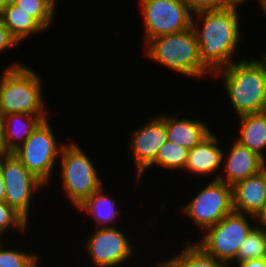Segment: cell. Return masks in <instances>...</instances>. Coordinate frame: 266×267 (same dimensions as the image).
I'll use <instances>...</instances> for the list:
<instances>
[{
  "label": "cell",
  "instance_id": "6da1fadb",
  "mask_svg": "<svg viewBox=\"0 0 266 267\" xmlns=\"http://www.w3.org/2000/svg\"><path fill=\"white\" fill-rule=\"evenodd\" d=\"M239 11L224 8L200 11L192 16L202 65L213 75L236 62L242 31ZM235 60V61H234Z\"/></svg>",
  "mask_w": 266,
  "mask_h": 267
},
{
  "label": "cell",
  "instance_id": "7a4b0ae2",
  "mask_svg": "<svg viewBox=\"0 0 266 267\" xmlns=\"http://www.w3.org/2000/svg\"><path fill=\"white\" fill-rule=\"evenodd\" d=\"M214 77L223 79L224 94L235 116L266 111V63L261 57H242L215 72Z\"/></svg>",
  "mask_w": 266,
  "mask_h": 267
},
{
  "label": "cell",
  "instance_id": "3957f363",
  "mask_svg": "<svg viewBox=\"0 0 266 267\" xmlns=\"http://www.w3.org/2000/svg\"><path fill=\"white\" fill-rule=\"evenodd\" d=\"M10 64L0 73V113L50 115L44 100L43 77L23 62Z\"/></svg>",
  "mask_w": 266,
  "mask_h": 267
},
{
  "label": "cell",
  "instance_id": "277c9868",
  "mask_svg": "<svg viewBox=\"0 0 266 267\" xmlns=\"http://www.w3.org/2000/svg\"><path fill=\"white\" fill-rule=\"evenodd\" d=\"M144 48L145 58L179 75L194 80L212 76L202 65L199 44L192 26L181 32L155 37Z\"/></svg>",
  "mask_w": 266,
  "mask_h": 267
},
{
  "label": "cell",
  "instance_id": "5b68a950",
  "mask_svg": "<svg viewBox=\"0 0 266 267\" xmlns=\"http://www.w3.org/2000/svg\"><path fill=\"white\" fill-rule=\"evenodd\" d=\"M70 142H67L61 150L58 169L60 168L62 182L60 188L75 209L99 190L103 186V181L89 154L87 155L75 140Z\"/></svg>",
  "mask_w": 266,
  "mask_h": 267
},
{
  "label": "cell",
  "instance_id": "8992f818",
  "mask_svg": "<svg viewBox=\"0 0 266 267\" xmlns=\"http://www.w3.org/2000/svg\"><path fill=\"white\" fill-rule=\"evenodd\" d=\"M50 118L43 120L32 134L13 154L25 165L30 173L42 181L46 187L52 182L54 167L60 158L64 140L60 142L52 131Z\"/></svg>",
  "mask_w": 266,
  "mask_h": 267
},
{
  "label": "cell",
  "instance_id": "52a82bcc",
  "mask_svg": "<svg viewBox=\"0 0 266 267\" xmlns=\"http://www.w3.org/2000/svg\"><path fill=\"white\" fill-rule=\"evenodd\" d=\"M252 221L255 222L253 215L233 211L214 226L207 228L195 243L215 259L230 264L255 226Z\"/></svg>",
  "mask_w": 266,
  "mask_h": 267
},
{
  "label": "cell",
  "instance_id": "ba28073f",
  "mask_svg": "<svg viewBox=\"0 0 266 267\" xmlns=\"http://www.w3.org/2000/svg\"><path fill=\"white\" fill-rule=\"evenodd\" d=\"M0 166L5 184V202L29 223L35 194L46 185L30 173L13 153L0 154Z\"/></svg>",
  "mask_w": 266,
  "mask_h": 267
},
{
  "label": "cell",
  "instance_id": "9c48e42d",
  "mask_svg": "<svg viewBox=\"0 0 266 267\" xmlns=\"http://www.w3.org/2000/svg\"><path fill=\"white\" fill-rule=\"evenodd\" d=\"M181 211L202 234L234 211L232 186L219 180H211Z\"/></svg>",
  "mask_w": 266,
  "mask_h": 267
},
{
  "label": "cell",
  "instance_id": "30bf717a",
  "mask_svg": "<svg viewBox=\"0 0 266 267\" xmlns=\"http://www.w3.org/2000/svg\"><path fill=\"white\" fill-rule=\"evenodd\" d=\"M143 18L144 43L192 26L193 13L184 0H138Z\"/></svg>",
  "mask_w": 266,
  "mask_h": 267
},
{
  "label": "cell",
  "instance_id": "8fae6325",
  "mask_svg": "<svg viewBox=\"0 0 266 267\" xmlns=\"http://www.w3.org/2000/svg\"><path fill=\"white\" fill-rule=\"evenodd\" d=\"M126 234L119 226L95 228L85 242V252L93 267H120L127 264L135 256L136 250Z\"/></svg>",
  "mask_w": 266,
  "mask_h": 267
},
{
  "label": "cell",
  "instance_id": "7c38bea8",
  "mask_svg": "<svg viewBox=\"0 0 266 267\" xmlns=\"http://www.w3.org/2000/svg\"><path fill=\"white\" fill-rule=\"evenodd\" d=\"M129 147L138 178L156 159L159 149L167 141L165 113L146 120L139 128L129 132Z\"/></svg>",
  "mask_w": 266,
  "mask_h": 267
},
{
  "label": "cell",
  "instance_id": "4fadbf2b",
  "mask_svg": "<svg viewBox=\"0 0 266 267\" xmlns=\"http://www.w3.org/2000/svg\"><path fill=\"white\" fill-rule=\"evenodd\" d=\"M231 143L228 150L226 148V151H223L222 168L217 180L233 186L239 181L260 173L263 170V158L235 138Z\"/></svg>",
  "mask_w": 266,
  "mask_h": 267
},
{
  "label": "cell",
  "instance_id": "5bb4252c",
  "mask_svg": "<svg viewBox=\"0 0 266 267\" xmlns=\"http://www.w3.org/2000/svg\"><path fill=\"white\" fill-rule=\"evenodd\" d=\"M217 133L210 132L203 140L188 151V158L184 169V174L202 178L204 176L215 175L211 180H217L222 168V156L224 148L220 146ZM219 144V145H218ZM215 173V174H214ZM202 176V177H200Z\"/></svg>",
  "mask_w": 266,
  "mask_h": 267
},
{
  "label": "cell",
  "instance_id": "9a60e30c",
  "mask_svg": "<svg viewBox=\"0 0 266 267\" xmlns=\"http://www.w3.org/2000/svg\"><path fill=\"white\" fill-rule=\"evenodd\" d=\"M232 197L234 211L255 216L266 201V172L234 184Z\"/></svg>",
  "mask_w": 266,
  "mask_h": 267
},
{
  "label": "cell",
  "instance_id": "2e32d148",
  "mask_svg": "<svg viewBox=\"0 0 266 267\" xmlns=\"http://www.w3.org/2000/svg\"><path fill=\"white\" fill-rule=\"evenodd\" d=\"M165 126L167 141H171L188 150L198 145L203 138L213 131L206 121L188 117L179 119L178 113H165Z\"/></svg>",
  "mask_w": 266,
  "mask_h": 267
},
{
  "label": "cell",
  "instance_id": "e0dca14e",
  "mask_svg": "<svg viewBox=\"0 0 266 267\" xmlns=\"http://www.w3.org/2000/svg\"><path fill=\"white\" fill-rule=\"evenodd\" d=\"M105 191V187L102 186L75 209L91 216L95 228L117 227L115 222L117 223L118 218L122 215L121 210L117 209V205H119L117 200H114L109 194L106 195L107 191L104 193Z\"/></svg>",
  "mask_w": 266,
  "mask_h": 267
},
{
  "label": "cell",
  "instance_id": "ac0fdd59",
  "mask_svg": "<svg viewBox=\"0 0 266 267\" xmlns=\"http://www.w3.org/2000/svg\"><path fill=\"white\" fill-rule=\"evenodd\" d=\"M51 115L10 113L5 120V153H13L32 134L36 127Z\"/></svg>",
  "mask_w": 266,
  "mask_h": 267
},
{
  "label": "cell",
  "instance_id": "d6986e66",
  "mask_svg": "<svg viewBox=\"0 0 266 267\" xmlns=\"http://www.w3.org/2000/svg\"><path fill=\"white\" fill-rule=\"evenodd\" d=\"M239 121V135L235 137L242 145L257 153L262 158L266 156V111L244 114L236 117Z\"/></svg>",
  "mask_w": 266,
  "mask_h": 267
},
{
  "label": "cell",
  "instance_id": "ffe728a7",
  "mask_svg": "<svg viewBox=\"0 0 266 267\" xmlns=\"http://www.w3.org/2000/svg\"><path fill=\"white\" fill-rule=\"evenodd\" d=\"M0 19L19 44L31 36L46 32L34 18L14 3L0 11Z\"/></svg>",
  "mask_w": 266,
  "mask_h": 267
},
{
  "label": "cell",
  "instance_id": "44dd1931",
  "mask_svg": "<svg viewBox=\"0 0 266 267\" xmlns=\"http://www.w3.org/2000/svg\"><path fill=\"white\" fill-rule=\"evenodd\" d=\"M182 250L172 255L178 267H230L224 261L217 260L213 256L207 254L194 241L186 240Z\"/></svg>",
  "mask_w": 266,
  "mask_h": 267
},
{
  "label": "cell",
  "instance_id": "7402d4cb",
  "mask_svg": "<svg viewBox=\"0 0 266 267\" xmlns=\"http://www.w3.org/2000/svg\"><path fill=\"white\" fill-rule=\"evenodd\" d=\"M188 149L177 145L171 141H166L159 149L154 162L138 177L136 180L139 182L143 174H146L147 170H150L153 166L161 167L162 169L172 170L177 172L181 169L182 172L185 169V165L188 158Z\"/></svg>",
  "mask_w": 266,
  "mask_h": 267
},
{
  "label": "cell",
  "instance_id": "603a6c76",
  "mask_svg": "<svg viewBox=\"0 0 266 267\" xmlns=\"http://www.w3.org/2000/svg\"><path fill=\"white\" fill-rule=\"evenodd\" d=\"M266 257V229L255 225L241 244L236 258L229 264Z\"/></svg>",
  "mask_w": 266,
  "mask_h": 267
},
{
  "label": "cell",
  "instance_id": "cb8c5ba5",
  "mask_svg": "<svg viewBox=\"0 0 266 267\" xmlns=\"http://www.w3.org/2000/svg\"><path fill=\"white\" fill-rule=\"evenodd\" d=\"M57 0H15L14 4L27 12L46 31L53 25L57 10Z\"/></svg>",
  "mask_w": 266,
  "mask_h": 267
},
{
  "label": "cell",
  "instance_id": "d4e9b609",
  "mask_svg": "<svg viewBox=\"0 0 266 267\" xmlns=\"http://www.w3.org/2000/svg\"><path fill=\"white\" fill-rule=\"evenodd\" d=\"M30 223H28L18 212H16L12 207H10L5 201L0 202V234L5 237L8 236V231H11L10 229H14L12 232L17 229V231L22 232L25 234V232L28 230V226Z\"/></svg>",
  "mask_w": 266,
  "mask_h": 267
},
{
  "label": "cell",
  "instance_id": "484cf974",
  "mask_svg": "<svg viewBox=\"0 0 266 267\" xmlns=\"http://www.w3.org/2000/svg\"><path fill=\"white\" fill-rule=\"evenodd\" d=\"M5 243L0 244V267H28L38 256L36 252L6 247L4 246Z\"/></svg>",
  "mask_w": 266,
  "mask_h": 267
},
{
  "label": "cell",
  "instance_id": "4316f807",
  "mask_svg": "<svg viewBox=\"0 0 266 267\" xmlns=\"http://www.w3.org/2000/svg\"><path fill=\"white\" fill-rule=\"evenodd\" d=\"M194 14L200 11L220 10L225 8V0H184Z\"/></svg>",
  "mask_w": 266,
  "mask_h": 267
},
{
  "label": "cell",
  "instance_id": "83f0119b",
  "mask_svg": "<svg viewBox=\"0 0 266 267\" xmlns=\"http://www.w3.org/2000/svg\"><path fill=\"white\" fill-rule=\"evenodd\" d=\"M20 44L11 35L10 31L5 27L0 19V54L5 53L8 49H13Z\"/></svg>",
  "mask_w": 266,
  "mask_h": 267
},
{
  "label": "cell",
  "instance_id": "f1b7e54d",
  "mask_svg": "<svg viewBox=\"0 0 266 267\" xmlns=\"http://www.w3.org/2000/svg\"><path fill=\"white\" fill-rule=\"evenodd\" d=\"M248 1L250 0H225V8L240 10L239 8L244 6L245 2H248ZM256 1L260 4L259 6H261L260 9L262 10L266 3V0H256Z\"/></svg>",
  "mask_w": 266,
  "mask_h": 267
},
{
  "label": "cell",
  "instance_id": "f546056e",
  "mask_svg": "<svg viewBox=\"0 0 266 267\" xmlns=\"http://www.w3.org/2000/svg\"><path fill=\"white\" fill-rule=\"evenodd\" d=\"M266 267V257L237 262L234 267Z\"/></svg>",
  "mask_w": 266,
  "mask_h": 267
},
{
  "label": "cell",
  "instance_id": "4dcf8cb0",
  "mask_svg": "<svg viewBox=\"0 0 266 267\" xmlns=\"http://www.w3.org/2000/svg\"><path fill=\"white\" fill-rule=\"evenodd\" d=\"M254 219H255V225L266 229V201L262 205L258 213L254 216Z\"/></svg>",
  "mask_w": 266,
  "mask_h": 267
},
{
  "label": "cell",
  "instance_id": "1f68e13d",
  "mask_svg": "<svg viewBox=\"0 0 266 267\" xmlns=\"http://www.w3.org/2000/svg\"><path fill=\"white\" fill-rule=\"evenodd\" d=\"M5 153V120L0 113V154Z\"/></svg>",
  "mask_w": 266,
  "mask_h": 267
},
{
  "label": "cell",
  "instance_id": "d6a6232c",
  "mask_svg": "<svg viewBox=\"0 0 266 267\" xmlns=\"http://www.w3.org/2000/svg\"><path fill=\"white\" fill-rule=\"evenodd\" d=\"M153 263H155L153 267H178L176 262L171 256H169L168 258L165 257L164 259L160 258L159 261L157 262L154 261Z\"/></svg>",
  "mask_w": 266,
  "mask_h": 267
},
{
  "label": "cell",
  "instance_id": "836d02e7",
  "mask_svg": "<svg viewBox=\"0 0 266 267\" xmlns=\"http://www.w3.org/2000/svg\"><path fill=\"white\" fill-rule=\"evenodd\" d=\"M5 201V184L1 172V166H0V202Z\"/></svg>",
  "mask_w": 266,
  "mask_h": 267
},
{
  "label": "cell",
  "instance_id": "e575fe53",
  "mask_svg": "<svg viewBox=\"0 0 266 267\" xmlns=\"http://www.w3.org/2000/svg\"><path fill=\"white\" fill-rule=\"evenodd\" d=\"M15 0H0V11L6 7L14 3Z\"/></svg>",
  "mask_w": 266,
  "mask_h": 267
},
{
  "label": "cell",
  "instance_id": "d590c367",
  "mask_svg": "<svg viewBox=\"0 0 266 267\" xmlns=\"http://www.w3.org/2000/svg\"><path fill=\"white\" fill-rule=\"evenodd\" d=\"M39 259L40 258L38 254V256L29 264L28 267H39V264H41Z\"/></svg>",
  "mask_w": 266,
  "mask_h": 267
},
{
  "label": "cell",
  "instance_id": "8d00e7d4",
  "mask_svg": "<svg viewBox=\"0 0 266 267\" xmlns=\"http://www.w3.org/2000/svg\"><path fill=\"white\" fill-rule=\"evenodd\" d=\"M263 171H265L266 172V156L265 157H263Z\"/></svg>",
  "mask_w": 266,
  "mask_h": 267
},
{
  "label": "cell",
  "instance_id": "74e56055",
  "mask_svg": "<svg viewBox=\"0 0 266 267\" xmlns=\"http://www.w3.org/2000/svg\"><path fill=\"white\" fill-rule=\"evenodd\" d=\"M260 57L266 63V51L265 50H264V53L262 54V56H260Z\"/></svg>",
  "mask_w": 266,
  "mask_h": 267
},
{
  "label": "cell",
  "instance_id": "f35d334b",
  "mask_svg": "<svg viewBox=\"0 0 266 267\" xmlns=\"http://www.w3.org/2000/svg\"><path fill=\"white\" fill-rule=\"evenodd\" d=\"M262 11H263V13H264V15H265V14H266V3H265V5H264ZM265 17H266V15H265Z\"/></svg>",
  "mask_w": 266,
  "mask_h": 267
},
{
  "label": "cell",
  "instance_id": "ab89813d",
  "mask_svg": "<svg viewBox=\"0 0 266 267\" xmlns=\"http://www.w3.org/2000/svg\"><path fill=\"white\" fill-rule=\"evenodd\" d=\"M3 239H4L3 236L0 234V244L5 241V239L4 240Z\"/></svg>",
  "mask_w": 266,
  "mask_h": 267
}]
</instances>
